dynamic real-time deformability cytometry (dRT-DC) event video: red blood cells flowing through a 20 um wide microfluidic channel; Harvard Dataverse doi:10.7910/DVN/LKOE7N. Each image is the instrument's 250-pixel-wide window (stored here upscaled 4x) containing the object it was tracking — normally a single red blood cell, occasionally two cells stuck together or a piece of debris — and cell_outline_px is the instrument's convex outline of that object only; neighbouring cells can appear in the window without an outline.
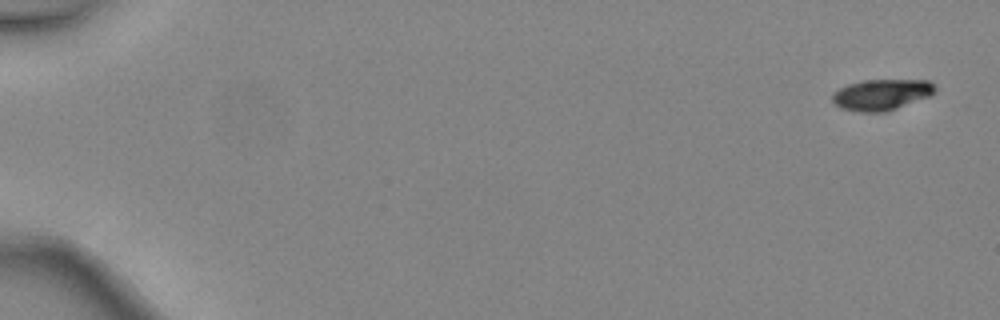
{"species": "common noctule bat (a hibernating species)", "species_latin": "Nyctalus noctula", "temperature_condition": "warm", "stored_images_in_passage": 5, "camera_frame_rate_fps": 3000, "um_per_image_px": 0.085, "animal": {"sex": "female", "body_mass_g": 24.6, "forearm_length_mm": 56.2}, "frame": {"image": 1, "passage_image": 1, "time_ms": 0.0, "image_size_px": [1000, 320], "cell_outline_px": [[936, 92], [928, 96], [888, 112], [860, 112], [840, 108], [832, 100], [832, 92], [848, 84], [864, 80], [928, 80], [936, 84]], "centroid_in_image_um": [74.94, 8.04], "position_along_channel_um": 10.1, "area_um2": 18.67}}
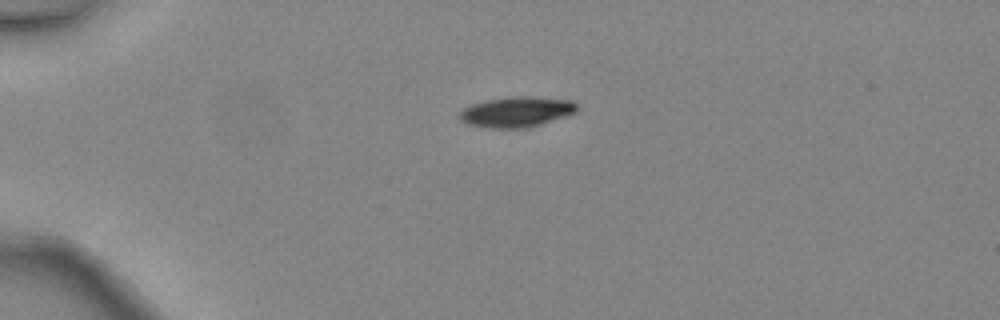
{"frame": {"image": 2, "passage_image": 4, "time_ms": 1.0, "image_size_px": [1000, 320], "cell_outline_px": [[580, 108], [576, 112], [568, 116], [528, 128], [488, 128], [468, 124], [460, 120], [456, 116], [464, 108], [472, 104], [488, 100], [516, 96], [528, 96], [572, 100]], "centroid_in_image_um": [43.93, 9.52], "position_along_channel_um": 41.1, "area_um2": 20.98}}